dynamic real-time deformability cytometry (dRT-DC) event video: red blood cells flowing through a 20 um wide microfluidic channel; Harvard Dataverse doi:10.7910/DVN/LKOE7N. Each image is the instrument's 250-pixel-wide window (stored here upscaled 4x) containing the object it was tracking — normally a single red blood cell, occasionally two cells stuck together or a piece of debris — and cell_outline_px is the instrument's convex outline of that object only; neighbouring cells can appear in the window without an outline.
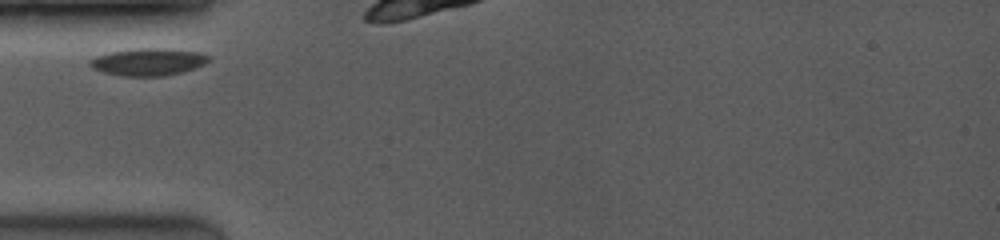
{"species": "common noctule bat (a hibernating species)", "species_latin": "Nyctalus noctula", "temperature_condition": "room temperature", "stored_images_in_passage": 33, "camera_frame_rate_fps": 3500, "um_per_image_px": 0.085, "animal": {"sex": "female", "body_mass_g": 19.0, "forearm_length_mm": 53.3}, "frame": {"image": 1, "passage_image": 1, "time_ms": 0.0, "image_size_px": [1000, 240], "cell_outline_px": [[208, 60], [204, 64], [196, 68], [164, 76], [120, 76], [104, 72], [92, 68], [88, 64], [88, 60], [96, 56], [112, 52], [132, 48], [164, 48], [200, 52], [208, 56]], "centroid_in_image_um": [12.56, 5.26], "position_along_channel_um": 72.4, "area_um2": 18.9}}
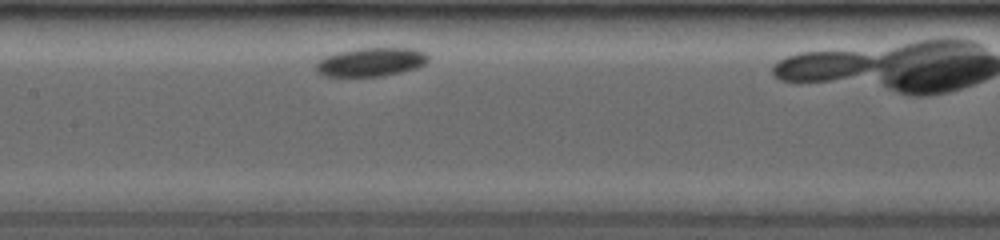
{"frame": {"image": 2, "passage_image": 15, "time_ms": 2.857, "image_size_px": [1000, 240], "cell_outline_px": [[428, 60], [424, 64], [416, 68], [384, 76], [324, 76], [316, 68], [316, 64], [324, 56], [336, 52], [356, 48], [412, 48], [428, 52]], "centroid_in_image_um": [31.56, 5.25], "position_along_channel_um": 175.8, "area_um2": 18.79}}
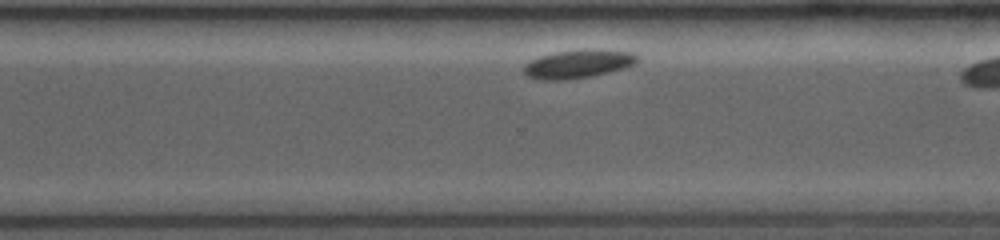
{"frame": {"image": 3, "passage_image": 28, "time_ms": 6.857, "image_size_px": [1000, 240], "cell_outline_px": [[640, 60], [636, 64], [624, 68], [588, 76], [568, 80], [540, 80], [524, 76], [524, 64], [540, 56], [556, 52], [592, 48], [632, 52], [640, 56]], "centroid_in_image_um": [49.16, 5.43], "position_along_channel_um": 321.4, "area_um2": 18.96}}